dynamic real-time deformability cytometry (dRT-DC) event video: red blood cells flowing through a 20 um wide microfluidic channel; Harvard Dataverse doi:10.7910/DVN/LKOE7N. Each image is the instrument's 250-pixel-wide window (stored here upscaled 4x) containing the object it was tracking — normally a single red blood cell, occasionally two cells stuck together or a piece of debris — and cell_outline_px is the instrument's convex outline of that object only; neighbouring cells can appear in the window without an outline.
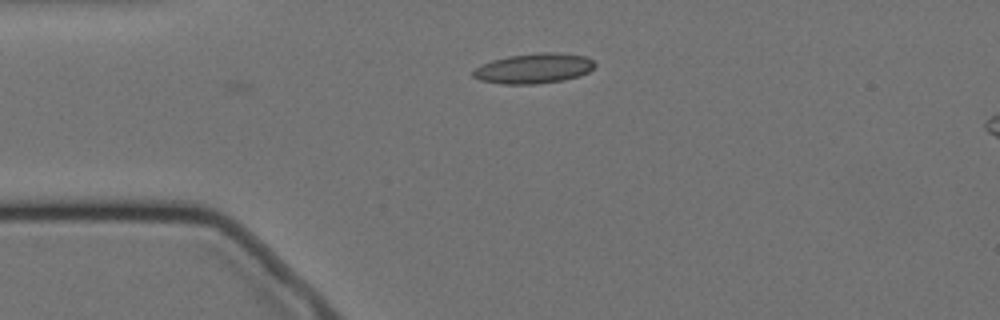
{"species": "Egyptian fruit bat (a non-hibernating species)", "species_latin": "Rousettus aegyptiacus", "temperature_condition": "cold", "stored_images_in_passage": 5, "camera_frame_rate_fps": 3000, "um_per_image_px": 0.085, "animal": {"sex": "female"}, "frame": {"image": 1, "passage_image": 5, "time_ms": 1.333, "image_size_px": [1000, 320], "cell_outline_px": [[596, 64], [588, 72], [580, 76], [564, 80], [536, 84], [504, 84], [480, 80], [472, 76], [472, 72], [476, 68], [492, 60], [508, 56], [540, 52], [556, 52], [584, 56], [592, 60]], "centroid_in_image_um": [45.38, 5.81], "position_along_channel_um": 39.6, "area_um2": 21.27}}